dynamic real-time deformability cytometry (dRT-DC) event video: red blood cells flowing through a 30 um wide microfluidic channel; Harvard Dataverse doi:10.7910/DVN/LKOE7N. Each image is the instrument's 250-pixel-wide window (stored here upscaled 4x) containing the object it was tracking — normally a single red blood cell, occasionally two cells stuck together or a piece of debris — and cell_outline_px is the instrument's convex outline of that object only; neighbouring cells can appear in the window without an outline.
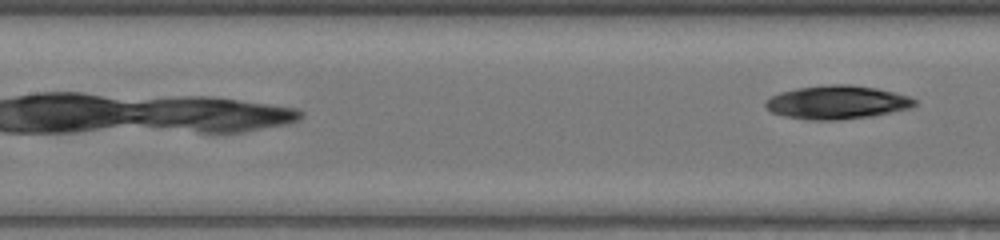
{"species": "common noctule bat (a hibernating species)", "species_latin": "Nyctalus noctula", "temperature_condition": "warm", "stored_images_in_passage": 24, "camera_frame_rate_fps": 3000, "um_per_image_px": 0.085, "animal": {"sex": "female", "body_mass_g": 17.0, "forearm_length_mm": 48.0}, "frame": {"image": 1, "passage_image": 24, "time_ms": 7.667, "image_size_px": [1000, 240], "cell_outline_px": [[916, 104], [912, 108], [868, 116], [836, 120], [812, 120], [784, 116], [772, 112], [764, 104], [772, 96], [780, 92], [796, 88], [828, 84], [848, 84], [876, 88], [908, 96], [916, 100]], "centroid_in_image_um": [71.14, 8.69], "position_along_channel_um": 136.3, "area_um2": 28.78}}